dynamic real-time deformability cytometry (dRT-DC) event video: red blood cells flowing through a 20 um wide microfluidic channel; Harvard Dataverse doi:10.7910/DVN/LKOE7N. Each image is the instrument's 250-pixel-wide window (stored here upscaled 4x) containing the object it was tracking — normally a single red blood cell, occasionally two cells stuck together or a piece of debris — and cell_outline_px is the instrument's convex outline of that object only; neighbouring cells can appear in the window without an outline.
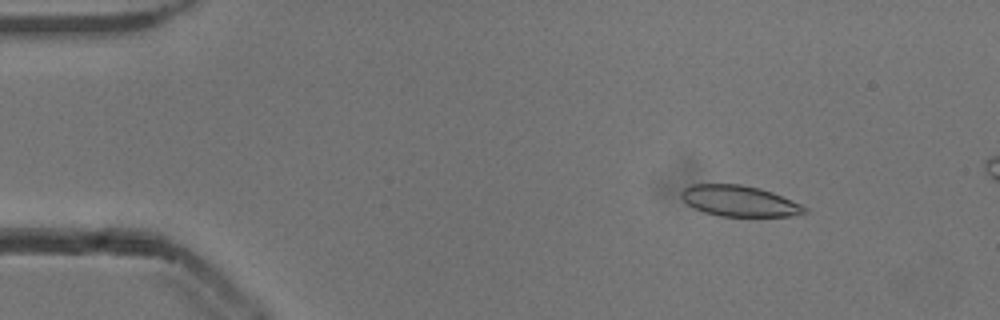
{"species": "common noctule bat (a hibernating species)", "species_latin": "Nyctalus noctula", "temperature_condition": "cold", "stored_images_in_passage": 15, "camera_frame_rate_fps": 3000, "um_per_image_px": 0.085, "animal": {"sex": "male", "body_mass_g": 13.3}, "frame": {"image": 1, "passage_image": 7, "time_ms": 2.0, "image_size_px": [1000, 320], "cell_outline_px": [[808, 212], [788, 216], [720, 216], [704, 212], [688, 204], [680, 196], [680, 192], [684, 188], [692, 184], [740, 184], [760, 188], [772, 192], [800, 204], [808, 208]], "centroid_in_image_um": [62.83, 17.08], "position_along_channel_um": 22.2, "area_um2": 22.02}}